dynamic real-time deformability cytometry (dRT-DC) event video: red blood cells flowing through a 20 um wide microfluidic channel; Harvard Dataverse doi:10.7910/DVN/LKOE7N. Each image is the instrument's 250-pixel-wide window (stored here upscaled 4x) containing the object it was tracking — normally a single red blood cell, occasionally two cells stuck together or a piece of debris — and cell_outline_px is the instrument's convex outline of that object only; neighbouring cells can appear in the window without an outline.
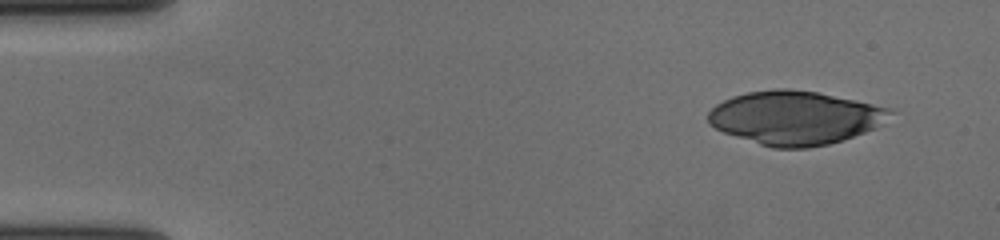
{"species": "human", "species_latin": "Homo sapiens", "temperature_condition": "cold", "stored_images_in_passage": 52, "camera_frame_rate_fps": 3000, "um_per_image_px": 0.085, "donor": {"sex": "female"}, "frame": {"image": 1, "passage_image": 1, "time_ms": 0.0, "image_size_px": [1000, 240], "cell_outline_px": [[896, 112], [876, 128], [844, 140], [828, 144], [808, 148], [772, 148], [724, 132], [708, 124], [708, 112], [716, 104], [732, 96], [748, 92], [776, 88], [788, 88], [816, 92], [856, 100], [888, 108]], "centroid_in_image_um": [67.59, 10.01], "position_along_channel_um": 17.4, "area_um2": 56.82}}